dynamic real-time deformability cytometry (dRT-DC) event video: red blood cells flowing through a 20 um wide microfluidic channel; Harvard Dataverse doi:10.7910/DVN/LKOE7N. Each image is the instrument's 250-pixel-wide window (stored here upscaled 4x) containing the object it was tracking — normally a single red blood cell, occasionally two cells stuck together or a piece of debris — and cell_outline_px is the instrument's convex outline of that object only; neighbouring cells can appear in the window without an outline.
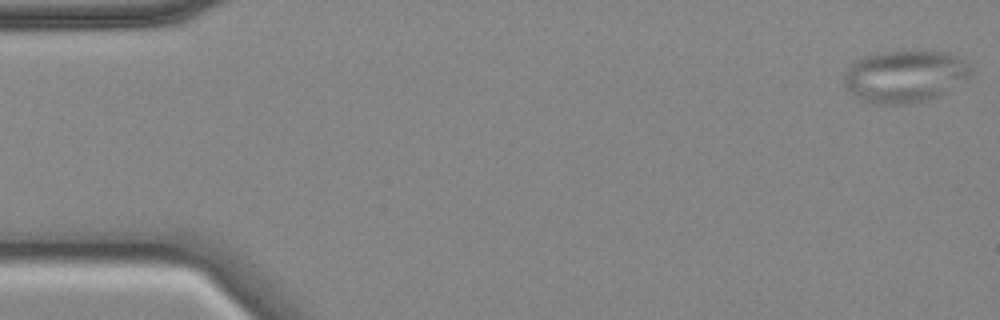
{"species": "common noctule bat (a hibernating species)", "species_latin": "Nyctalus noctula", "temperature_condition": "cold", "stored_images_in_passage": 12, "camera_frame_rate_fps": 3000, "um_per_image_px": 0.085, "animal": {"sex": "female", "body_mass_g": 18.4}, "frame": {"image": 1, "passage_image": 1, "time_ms": 0.0, "image_size_px": [1000, 320], "cell_outline_px": [[968, 76], [940, 96], [924, 100], [904, 104], [872, 104], [860, 100], [844, 84], [844, 76], [848, 68], [856, 60], [864, 56], [880, 52], [940, 52], [956, 56], [968, 68]], "centroid_in_image_um": [76.82, 6.51], "position_along_channel_um": 8.2, "area_um2": 37.45}}